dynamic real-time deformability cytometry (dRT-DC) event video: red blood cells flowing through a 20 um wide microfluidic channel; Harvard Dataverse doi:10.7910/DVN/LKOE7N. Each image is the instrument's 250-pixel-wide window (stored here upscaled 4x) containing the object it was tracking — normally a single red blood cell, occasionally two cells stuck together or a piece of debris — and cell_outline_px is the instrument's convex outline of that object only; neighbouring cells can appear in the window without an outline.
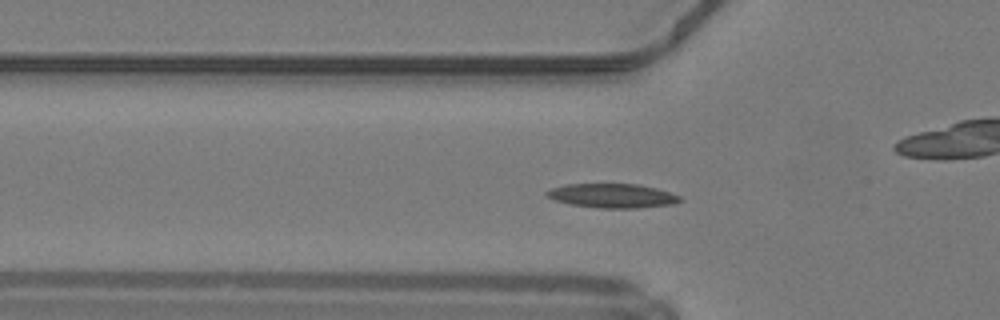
{"species": "common noctule bat (a hibernating species)", "species_latin": "Nyctalus noctula", "temperature_condition": "warm", "stored_images_in_passage": 40, "camera_frame_rate_fps": 3000, "um_per_image_px": 0.085, "animal": {"sex": "male", "body_mass_g": 19.2, "forearm_length_mm": 51.8}, "frame": {"image": 1, "passage_image": 7, "time_ms": 2.0, "image_size_px": [1000, 320], "cell_outline_px": [[684, 200], [672, 204], [636, 208], [600, 208], [572, 204], [552, 200], [544, 192], [552, 188], [564, 184], [640, 184], [656, 188], [680, 196]], "centroid_in_image_um": [52.04, 16.63], "position_along_channel_um": 73.8, "area_um2": 18.73}, "authors_computed_cell_mechanics": {"area_um2": 17.4556, "velocity_mm_per_s": 4.2082, "shape_relaxation_time_tau1_ms": 4.6997, "shape_relaxation_time_tau2_ms": null, "deformation_change_tau1": 0.1502, "deformation_change_tau2": null}}